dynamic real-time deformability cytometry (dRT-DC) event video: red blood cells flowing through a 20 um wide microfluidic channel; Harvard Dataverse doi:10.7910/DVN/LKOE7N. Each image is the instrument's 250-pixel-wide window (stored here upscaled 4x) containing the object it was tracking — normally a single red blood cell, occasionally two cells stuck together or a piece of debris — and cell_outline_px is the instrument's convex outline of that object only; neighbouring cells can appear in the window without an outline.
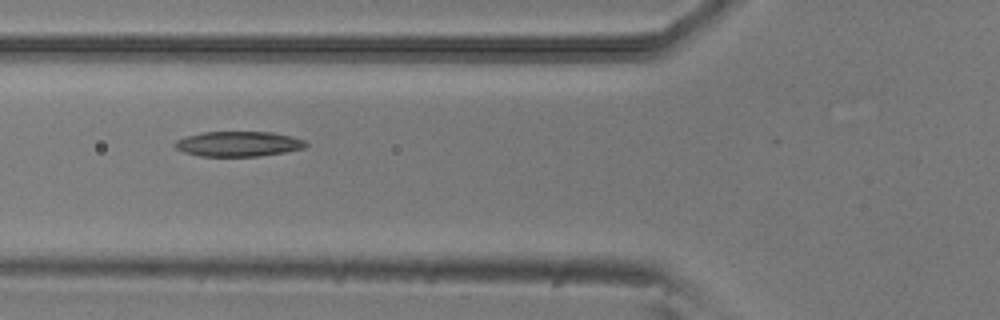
{"species": "common noctule bat (a hibernating species)", "species_latin": "Nyctalus noctula", "temperature_condition": "room temperature", "stored_images_in_passage": 19, "camera_frame_rate_fps": 3000, "um_per_image_px": 0.085, "animal": {"sex": "male", "body_mass_g": 20.5, "forearm_length_mm": 52.5}, "frame": {"image": 1, "passage_image": 16, "time_ms": 5.0, "image_size_px": [1000, 320], "cell_outline_px": [[308, 144], [304, 148], [284, 152], [260, 156], [200, 156], [184, 152], [176, 148], [172, 144], [176, 140], [184, 136], [204, 132], [272, 132], [292, 136], [304, 140]], "centroid_in_image_um": [20.24, 12.23], "position_along_channel_um": 105.6, "area_um2": 19.19}}